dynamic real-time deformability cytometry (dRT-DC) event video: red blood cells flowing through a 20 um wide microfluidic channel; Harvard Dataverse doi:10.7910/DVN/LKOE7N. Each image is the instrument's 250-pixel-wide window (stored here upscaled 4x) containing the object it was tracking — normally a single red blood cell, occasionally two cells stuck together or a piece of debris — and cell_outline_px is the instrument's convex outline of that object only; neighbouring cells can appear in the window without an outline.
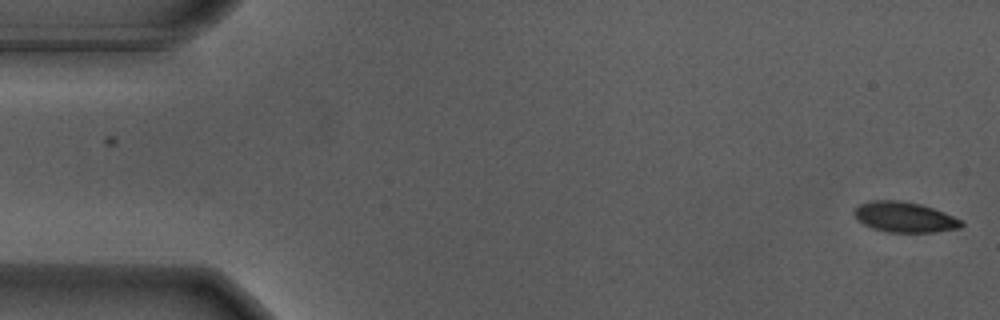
{"species": "Egyptian fruit bat (a non-hibernating species)", "species_latin": "Rousettus aegyptiacus", "temperature_condition": "warm", "stored_images_in_passage": 55, "camera_frame_rate_fps": 3000, "um_per_image_px": 0.085, "animal": {"sex": "male"}, "frame": {"image": 1, "passage_image": 1, "time_ms": 0.0, "image_size_px": [1000, 320], "cell_outline_px": [[964, 224], [960, 228], [936, 232], [888, 232], [872, 228], [864, 224], [852, 212], [860, 204], [868, 200], [900, 200], [920, 204], [944, 212], [960, 220]], "centroid_in_image_um": [76.88, 18.45], "position_along_channel_um": 8.1, "area_um2": 18.84}}
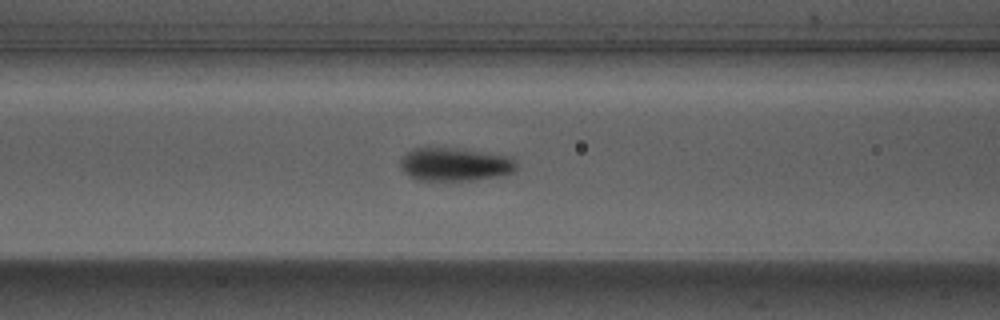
{"frame": {"image": 2, "passage_image": 22, "time_ms": 7.0, "image_size_px": [1000, 320], "cell_outline_px": [[516, 172], [504, 176], [472, 180], [416, 180], [404, 172], [400, 168], [400, 156], [412, 148], [428, 144], [508, 156], [516, 164]], "centroid_in_image_um": [38.58, 13.94], "position_along_channel_um": 128.0, "area_um2": 23.24}}
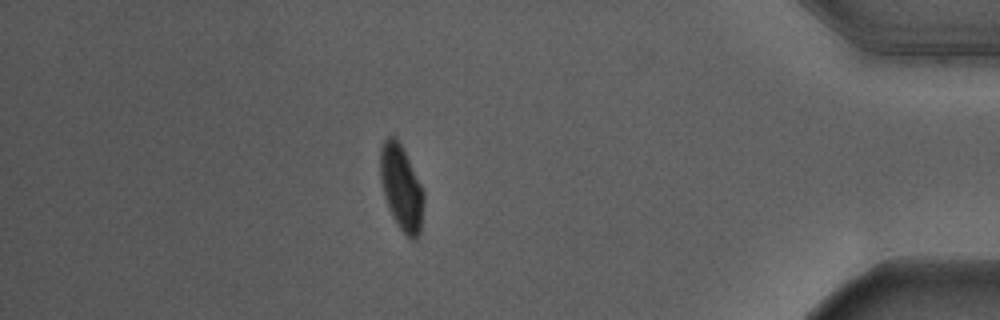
{"frame": {"image": 3, "passage_image": 48, "time_ms": 15.667, "image_size_px": [1000, 320], "cell_outline_px": [[424, 200], [420, 232], [416, 240], [412, 240], [400, 228], [388, 204], [380, 180], [380, 148], [384, 140], [388, 136], [392, 136], [400, 144], [424, 192]], "centroid_in_image_um": [34.12, 15.95], "position_along_channel_um": 401.1, "area_um2": 20.81}, "authors_computed_cell_mechanics": {"area_um2": 21.2126, "velocity_mm_per_s": 3.6939, "shape_relaxation_time_tau1_ms": 3.0529, "shape_relaxation_time_tau2_ms": null, "deformation_change_tau1": 0.1669, "deformation_change_tau2": null}}